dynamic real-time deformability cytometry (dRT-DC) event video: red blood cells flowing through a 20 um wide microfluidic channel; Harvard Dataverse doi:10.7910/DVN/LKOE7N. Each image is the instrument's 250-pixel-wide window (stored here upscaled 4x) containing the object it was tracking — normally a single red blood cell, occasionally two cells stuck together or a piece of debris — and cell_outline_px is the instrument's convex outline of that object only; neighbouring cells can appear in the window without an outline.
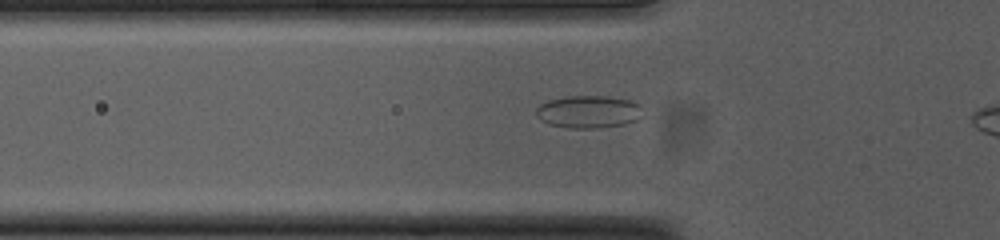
{"species": "common noctule bat (a hibernating species)", "species_latin": "Nyctalus noctula", "temperature_condition": "cold", "stored_images_in_passage": 36, "camera_frame_rate_fps": 3000, "um_per_image_px": 0.085, "animal": {"sex": "female", "body_mass_g": 23.0, "forearm_length_mm": 53.4}, "frame": {"image": 1, "passage_image": 7, "time_ms": 2.0, "image_size_px": [1000, 240], "cell_outline_px": [[644, 116], [636, 120], [624, 124], [596, 128], [568, 128], [548, 124], [540, 120], [536, 116], [536, 108], [540, 104], [548, 100], [568, 96], [608, 96], [632, 100], [640, 104]], "centroid_in_image_um": [50.04, 9.5], "position_along_channel_um": 75.8, "area_um2": 20.52}}
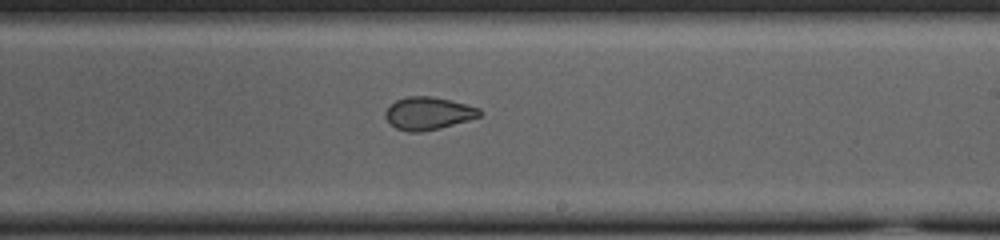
{"frame": {"image": 2, "passage_image": 21, "time_ms": 6.667, "image_size_px": [1000, 240], "cell_outline_px": [[484, 112], [480, 116], [468, 120], [440, 128], [420, 132], [408, 132], [396, 128], [384, 116], [384, 112], [396, 100], [408, 96], [432, 96], [452, 100], [480, 108]], "centroid_in_image_um": [36.43, 9.63], "position_along_channel_um": 252.6, "area_um2": 17.98}}
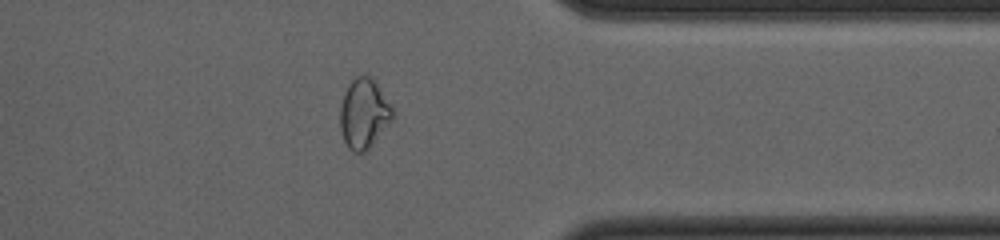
{"frame": {"image": 3, "passage_image": 32, "time_ms": 10.333, "image_size_px": [1000, 240], "cell_outline_px": [[392, 120], [368, 148], [364, 152], [352, 152], [348, 148], [344, 140], [340, 128], [340, 108], [344, 92], [348, 84], [356, 76], [364, 72], [376, 84], [392, 108]], "centroid_in_image_um": [30.88, 9.64], "position_along_channel_um": 380.5, "area_um2": 20.92}, "authors_computed_cell_mechanics": {"area_um2": 19.074, "velocity_mm_per_s": 3.7776, "shape_relaxation_time_tau1_ms": null, "shape_relaxation_time_tau2_ms": 2.1844, "deformation_change_tau1": null, "deformation_change_tau2": 0.0723}}